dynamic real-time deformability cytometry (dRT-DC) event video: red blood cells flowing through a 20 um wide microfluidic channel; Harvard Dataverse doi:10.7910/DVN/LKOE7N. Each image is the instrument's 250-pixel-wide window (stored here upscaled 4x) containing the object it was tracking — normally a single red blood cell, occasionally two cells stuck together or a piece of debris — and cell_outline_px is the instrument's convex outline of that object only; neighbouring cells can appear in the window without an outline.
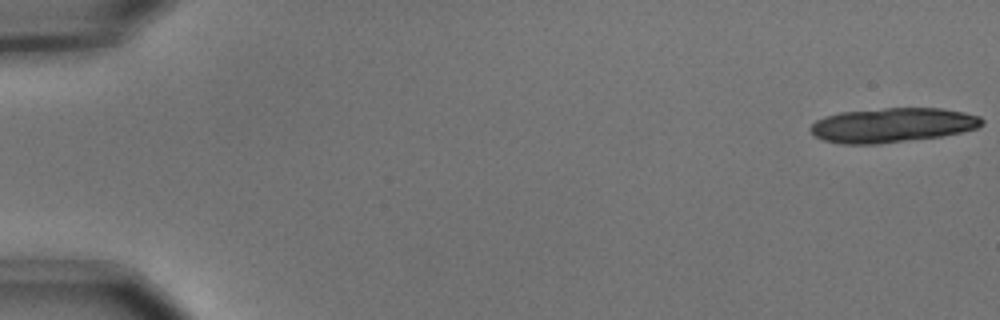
{"species": "common noctule bat (a hibernating species)", "species_latin": "Nyctalus noctula", "temperature_condition": "cold", "stored_images_in_passage": 26, "camera_frame_rate_fps": 3000, "um_per_image_px": 0.085, "animal": {"sex": "male", "body_mass_g": 15.6}, "frame": {"image": 1, "passage_image": 1, "time_ms": 0.0, "image_size_px": [1000, 320], "cell_outline_px": [[984, 124], [976, 128], [960, 132], [940, 136], [880, 144], [844, 144], [824, 140], [816, 136], [808, 128], [816, 120], [824, 116], [840, 112], [884, 108], [944, 108], [964, 112], [980, 116], [984, 120]], "centroid_in_image_um": [75.85, 10.63], "position_along_channel_um": 9.1, "area_um2": 34.51}}